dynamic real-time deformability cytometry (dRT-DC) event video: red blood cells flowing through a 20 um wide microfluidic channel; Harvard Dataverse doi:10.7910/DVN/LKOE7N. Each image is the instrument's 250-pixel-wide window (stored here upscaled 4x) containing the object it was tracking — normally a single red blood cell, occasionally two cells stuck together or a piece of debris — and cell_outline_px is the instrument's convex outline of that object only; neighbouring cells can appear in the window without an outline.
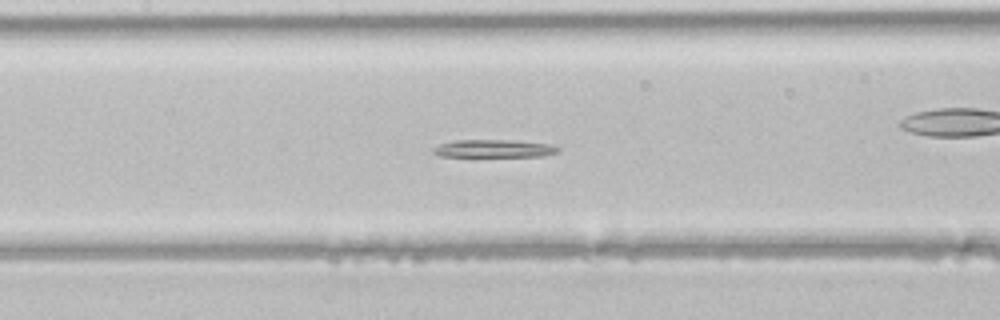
{"species": "common noctule bat (a hibernating species)", "species_latin": "Nyctalus noctula", "temperature_condition": "room temperature", "stored_images_in_passage": 37, "camera_frame_rate_fps": 3000, "um_per_image_px": 0.085, "animal": {"sex": "male", "body_mass_g": 21.5, "forearm_length_mm": 52.0}, "frame": {"image": 1, "passage_image": 11, "time_ms": 3.333, "image_size_px": [1000, 320], "cell_outline_px": [[560, 152], [544, 156], [440, 156], [432, 152], [432, 148], [440, 144], [456, 140], [512, 140], [548, 144], [560, 148]], "centroid_in_image_um": [41.99, 12.63], "position_along_channel_um": 165.4, "area_um2": 12.83}}